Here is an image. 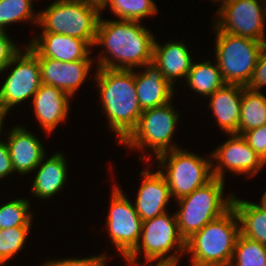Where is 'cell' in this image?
Listing matches in <instances>:
<instances>
[{
	"label": "cell",
	"mask_w": 266,
	"mask_h": 266,
	"mask_svg": "<svg viewBox=\"0 0 266 266\" xmlns=\"http://www.w3.org/2000/svg\"><path fill=\"white\" fill-rule=\"evenodd\" d=\"M232 207L240 222V234L266 245V210L258 203L233 196Z\"/></svg>",
	"instance_id": "23"
},
{
	"label": "cell",
	"mask_w": 266,
	"mask_h": 266,
	"mask_svg": "<svg viewBox=\"0 0 266 266\" xmlns=\"http://www.w3.org/2000/svg\"><path fill=\"white\" fill-rule=\"evenodd\" d=\"M260 200L261 201L259 205L266 210V191L264 192Z\"/></svg>",
	"instance_id": "39"
},
{
	"label": "cell",
	"mask_w": 266,
	"mask_h": 266,
	"mask_svg": "<svg viewBox=\"0 0 266 266\" xmlns=\"http://www.w3.org/2000/svg\"><path fill=\"white\" fill-rule=\"evenodd\" d=\"M71 97L52 85L41 84L31 102L35 118L46 135H50L57 126L68 118Z\"/></svg>",
	"instance_id": "18"
},
{
	"label": "cell",
	"mask_w": 266,
	"mask_h": 266,
	"mask_svg": "<svg viewBox=\"0 0 266 266\" xmlns=\"http://www.w3.org/2000/svg\"><path fill=\"white\" fill-rule=\"evenodd\" d=\"M266 86V42L263 44L258 56L256 66L253 71L252 78L248 85V89L260 91Z\"/></svg>",
	"instance_id": "33"
},
{
	"label": "cell",
	"mask_w": 266,
	"mask_h": 266,
	"mask_svg": "<svg viewBox=\"0 0 266 266\" xmlns=\"http://www.w3.org/2000/svg\"><path fill=\"white\" fill-rule=\"evenodd\" d=\"M31 226H16L0 229V266L7 265L8 261L24 248Z\"/></svg>",
	"instance_id": "30"
},
{
	"label": "cell",
	"mask_w": 266,
	"mask_h": 266,
	"mask_svg": "<svg viewBox=\"0 0 266 266\" xmlns=\"http://www.w3.org/2000/svg\"><path fill=\"white\" fill-rule=\"evenodd\" d=\"M239 234V218L231 207L186 240L190 266H229Z\"/></svg>",
	"instance_id": "3"
},
{
	"label": "cell",
	"mask_w": 266,
	"mask_h": 266,
	"mask_svg": "<svg viewBox=\"0 0 266 266\" xmlns=\"http://www.w3.org/2000/svg\"><path fill=\"white\" fill-rule=\"evenodd\" d=\"M108 254H98L83 258H64L62 260H47L41 266H105L108 260Z\"/></svg>",
	"instance_id": "31"
},
{
	"label": "cell",
	"mask_w": 266,
	"mask_h": 266,
	"mask_svg": "<svg viewBox=\"0 0 266 266\" xmlns=\"http://www.w3.org/2000/svg\"><path fill=\"white\" fill-rule=\"evenodd\" d=\"M211 2H215L214 4H216V2H219L220 0H210Z\"/></svg>",
	"instance_id": "40"
},
{
	"label": "cell",
	"mask_w": 266,
	"mask_h": 266,
	"mask_svg": "<svg viewBox=\"0 0 266 266\" xmlns=\"http://www.w3.org/2000/svg\"><path fill=\"white\" fill-rule=\"evenodd\" d=\"M94 81L99 91L101 111L108 118V130L121 144L137 127L142 109L134 81V70L96 68Z\"/></svg>",
	"instance_id": "2"
},
{
	"label": "cell",
	"mask_w": 266,
	"mask_h": 266,
	"mask_svg": "<svg viewBox=\"0 0 266 266\" xmlns=\"http://www.w3.org/2000/svg\"><path fill=\"white\" fill-rule=\"evenodd\" d=\"M154 41V35L140 21L105 20L101 14L93 47L104 48L97 56L96 68H142L153 61Z\"/></svg>",
	"instance_id": "1"
},
{
	"label": "cell",
	"mask_w": 266,
	"mask_h": 266,
	"mask_svg": "<svg viewBox=\"0 0 266 266\" xmlns=\"http://www.w3.org/2000/svg\"><path fill=\"white\" fill-rule=\"evenodd\" d=\"M43 84L52 85L66 92L71 98L89 78L94 60L63 62L38 57Z\"/></svg>",
	"instance_id": "14"
},
{
	"label": "cell",
	"mask_w": 266,
	"mask_h": 266,
	"mask_svg": "<svg viewBox=\"0 0 266 266\" xmlns=\"http://www.w3.org/2000/svg\"><path fill=\"white\" fill-rule=\"evenodd\" d=\"M6 115H8V114L0 111V136H1L2 132H4L3 126H4V121H5ZM1 139L2 138H0V142L3 141Z\"/></svg>",
	"instance_id": "38"
},
{
	"label": "cell",
	"mask_w": 266,
	"mask_h": 266,
	"mask_svg": "<svg viewBox=\"0 0 266 266\" xmlns=\"http://www.w3.org/2000/svg\"><path fill=\"white\" fill-rule=\"evenodd\" d=\"M35 0H1L0 2V30L6 31L9 24L17 22H32L38 24V12L33 2Z\"/></svg>",
	"instance_id": "26"
},
{
	"label": "cell",
	"mask_w": 266,
	"mask_h": 266,
	"mask_svg": "<svg viewBox=\"0 0 266 266\" xmlns=\"http://www.w3.org/2000/svg\"><path fill=\"white\" fill-rule=\"evenodd\" d=\"M215 60L226 84L247 86L265 42L239 37L215 26Z\"/></svg>",
	"instance_id": "9"
},
{
	"label": "cell",
	"mask_w": 266,
	"mask_h": 266,
	"mask_svg": "<svg viewBox=\"0 0 266 266\" xmlns=\"http://www.w3.org/2000/svg\"><path fill=\"white\" fill-rule=\"evenodd\" d=\"M179 120L180 115L172 101L160 107L144 110L137 127L120 145L127 146L131 150L141 151L142 156H139L138 161L146 158L147 161L144 160L148 165L152 160L151 156L157 158L165 152L180 147L172 142ZM147 148L149 152H153V155L143 156L142 152L146 153Z\"/></svg>",
	"instance_id": "5"
},
{
	"label": "cell",
	"mask_w": 266,
	"mask_h": 266,
	"mask_svg": "<svg viewBox=\"0 0 266 266\" xmlns=\"http://www.w3.org/2000/svg\"><path fill=\"white\" fill-rule=\"evenodd\" d=\"M65 157L62 152H57L49 158L44 156L41 159L39 165L34 169V171H38H36V176L33 178L34 182H32V196L39 198V200H48L62 190L68 176V164Z\"/></svg>",
	"instance_id": "21"
},
{
	"label": "cell",
	"mask_w": 266,
	"mask_h": 266,
	"mask_svg": "<svg viewBox=\"0 0 266 266\" xmlns=\"http://www.w3.org/2000/svg\"><path fill=\"white\" fill-rule=\"evenodd\" d=\"M11 66L14 68L0 87V111L7 114L15 105L33 98L42 84L38 56L27 45L13 57L4 73Z\"/></svg>",
	"instance_id": "10"
},
{
	"label": "cell",
	"mask_w": 266,
	"mask_h": 266,
	"mask_svg": "<svg viewBox=\"0 0 266 266\" xmlns=\"http://www.w3.org/2000/svg\"><path fill=\"white\" fill-rule=\"evenodd\" d=\"M193 61L187 45L182 41H168L161 45L155 39L153 62L173 86L176 80L186 79Z\"/></svg>",
	"instance_id": "22"
},
{
	"label": "cell",
	"mask_w": 266,
	"mask_h": 266,
	"mask_svg": "<svg viewBox=\"0 0 266 266\" xmlns=\"http://www.w3.org/2000/svg\"><path fill=\"white\" fill-rule=\"evenodd\" d=\"M242 137L266 164V124L244 132Z\"/></svg>",
	"instance_id": "32"
},
{
	"label": "cell",
	"mask_w": 266,
	"mask_h": 266,
	"mask_svg": "<svg viewBox=\"0 0 266 266\" xmlns=\"http://www.w3.org/2000/svg\"><path fill=\"white\" fill-rule=\"evenodd\" d=\"M208 108L224 134H238L242 85L225 84L209 97Z\"/></svg>",
	"instance_id": "20"
},
{
	"label": "cell",
	"mask_w": 266,
	"mask_h": 266,
	"mask_svg": "<svg viewBox=\"0 0 266 266\" xmlns=\"http://www.w3.org/2000/svg\"><path fill=\"white\" fill-rule=\"evenodd\" d=\"M31 203L27 198H16L0 206V229L32 226Z\"/></svg>",
	"instance_id": "29"
},
{
	"label": "cell",
	"mask_w": 266,
	"mask_h": 266,
	"mask_svg": "<svg viewBox=\"0 0 266 266\" xmlns=\"http://www.w3.org/2000/svg\"><path fill=\"white\" fill-rule=\"evenodd\" d=\"M81 1L85 2L87 5L97 8L101 13L109 2V0H81Z\"/></svg>",
	"instance_id": "37"
},
{
	"label": "cell",
	"mask_w": 266,
	"mask_h": 266,
	"mask_svg": "<svg viewBox=\"0 0 266 266\" xmlns=\"http://www.w3.org/2000/svg\"><path fill=\"white\" fill-rule=\"evenodd\" d=\"M150 170L149 164V169L145 168L140 172L143 178L133 203L143 222L165 213L172 198L164 175L159 170Z\"/></svg>",
	"instance_id": "16"
},
{
	"label": "cell",
	"mask_w": 266,
	"mask_h": 266,
	"mask_svg": "<svg viewBox=\"0 0 266 266\" xmlns=\"http://www.w3.org/2000/svg\"><path fill=\"white\" fill-rule=\"evenodd\" d=\"M108 6V7H107ZM118 17L117 20L140 21L158 13V8L153 0H109L105 8Z\"/></svg>",
	"instance_id": "28"
},
{
	"label": "cell",
	"mask_w": 266,
	"mask_h": 266,
	"mask_svg": "<svg viewBox=\"0 0 266 266\" xmlns=\"http://www.w3.org/2000/svg\"><path fill=\"white\" fill-rule=\"evenodd\" d=\"M143 73L134 69V81L139 105L142 111L168 104L176 95L174 86L165 79L159 67L153 62L142 66Z\"/></svg>",
	"instance_id": "19"
},
{
	"label": "cell",
	"mask_w": 266,
	"mask_h": 266,
	"mask_svg": "<svg viewBox=\"0 0 266 266\" xmlns=\"http://www.w3.org/2000/svg\"><path fill=\"white\" fill-rule=\"evenodd\" d=\"M15 173L9 154L8 146L4 141L0 142V180Z\"/></svg>",
	"instance_id": "35"
},
{
	"label": "cell",
	"mask_w": 266,
	"mask_h": 266,
	"mask_svg": "<svg viewBox=\"0 0 266 266\" xmlns=\"http://www.w3.org/2000/svg\"><path fill=\"white\" fill-rule=\"evenodd\" d=\"M212 63L210 59L203 62H193L186 79H184L186 86L188 85L192 92L194 91V93L196 92L207 99L226 84L217 62Z\"/></svg>",
	"instance_id": "24"
},
{
	"label": "cell",
	"mask_w": 266,
	"mask_h": 266,
	"mask_svg": "<svg viewBox=\"0 0 266 266\" xmlns=\"http://www.w3.org/2000/svg\"><path fill=\"white\" fill-rule=\"evenodd\" d=\"M229 266H266V245L239 234Z\"/></svg>",
	"instance_id": "27"
},
{
	"label": "cell",
	"mask_w": 266,
	"mask_h": 266,
	"mask_svg": "<svg viewBox=\"0 0 266 266\" xmlns=\"http://www.w3.org/2000/svg\"><path fill=\"white\" fill-rule=\"evenodd\" d=\"M117 183H113L106 230L110 242L123 258L137 245L143 221L136 212L134 204L127 198Z\"/></svg>",
	"instance_id": "12"
},
{
	"label": "cell",
	"mask_w": 266,
	"mask_h": 266,
	"mask_svg": "<svg viewBox=\"0 0 266 266\" xmlns=\"http://www.w3.org/2000/svg\"><path fill=\"white\" fill-rule=\"evenodd\" d=\"M266 124V95L242 86L238 134Z\"/></svg>",
	"instance_id": "25"
},
{
	"label": "cell",
	"mask_w": 266,
	"mask_h": 266,
	"mask_svg": "<svg viewBox=\"0 0 266 266\" xmlns=\"http://www.w3.org/2000/svg\"><path fill=\"white\" fill-rule=\"evenodd\" d=\"M15 44L6 31L0 30V74L13 59V57L22 49Z\"/></svg>",
	"instance_id": "34"
},
{
	"label": "cell",
	"mask_w": 266,
	"mask_h": 266,
	"mask_svg": "<svg viewBox=\"0 0 266 266\" xmlns=\"http://www.w3.org/2000/svg\"><path fill=\"white\" fill-rule=\"evenodd\" d=\"M260 1L220 0L215 13L218 18L215 17L212 22L220 31L266 42V0Z\"/></svg>",
	"instance_id": "11"
},
{
	"label": "cell",
	"mask_w": 266,
	"mask_h": 266,
	"mask_svg": "<svg viewBox=\"0 0 266 266\" xmlns=\"http://www.w3.org/2000/svg\"><path fill=\"white\" fill-rule=\"evenodd\" d=\"M6 135L5 142L15 174L16 172L20 176L30 174L39 165L41 159L47 156L41 140L25 126L16 125L7 131Z\"/></svg>",
	"instance_id": "17"
},
{
	"label": "cell",
	"mask_w": 266,
	"mask_h": 266,
	"mask_svg": "<svg viewBox=\"0 0 266 266\" xmlns=\"http://www.w3.org/2000/svg\"><path fill=\"white\" fill-rule=\"evenodd\" d=\"M26 45L38 57H47L63 62L94 60L90 57L93 49L85 40L68 35L39 33Z\"/></svg>",
	"instance_id": "15"
},
{
	"label": "cell",
	"mask_w": 266,
	"mask_h": 266,
	"mask_svg": "<svg viewBox=\"0 0 266 266\" xmlns=\"http://www.w3.org/2000/svg\"><path fill=\"white\" fill-rule=\"evenodd\" d=\"M228 137L224 143L213 150V153L209 154L212 159L213 176L225 181V171H230L233 175H246V177L258 174L266 165L262 159L247 144L242 135L228 134Z\"/></svg>",
	"instance_id": "13"
},
{
	"label": "cell",
	"mask_w": 266,
	"mask_h": 266,
	"mask_svg": "<svg viewBox=\"0 0 266 266\" xmlns=\"http://www.w3.org/2000/svg\"><path fill=\"white\" fill-rule=\"evenodd\" d=\"M185 150L179 147L156 158L157 169L164 175L175 200L191 194L214 178L212 159Z\"/></svg>",
	"instance_id": "8"
},
{
	"label": "cell",
	"mask_w": 266,
	"mask_h": 266,
	"mask_svg": "<svg viewBox=\"0 0 266 266\" xmlns=\"http://www.w3.org/2000/svg\"><path fill=\"white\" fill-rule=\"evenodd\" d=\"M169 214L166 211L143 222L139 241L124 258L126 262H139L140 255L145 261L180 260L185 255L186 241L180 235L176 213Z\"/></svg>",
	"instance_id": "7"
},
{
	"label": "cell",
	"mask_w": 266,
	"mask_h": 266,
	"mask_svg": "<svg viewBox=\"0 0 266 266\" xmlns=\"http://www.w3.org/2000/svg\"><path fill=\"white\" fill-rule=\"evenodd\" d=\"M40 33H57L85 40L93 47L101 12L81 0H55L38 12Z\"/></svg>",
	"instance_id": "6"
},
{
	"label": "cell",
	"mask_w": 266,
	"mask_h": 266,
	"mask_svg": "<svg viewBox=\"0 0 266 266\" xmlns=\"http://www.w3.org/2000/svg\"><path fill=\"white\" fill-rule=\"evenodd\" d=\"M224 187L225 181L214 177L191 194L177 199L179 210L175 213L180 235L185 241L232 207L234 193L225 198Z\"/></svg>",
	"instance_id": "4"
},
{
	"label": "cell",
	"mask_w": 266,
	"mask_h": 266,
	"mask_svg": "<svg viewBox=\"0 0 266 266\" xmlns=\"http://www.w3.org/2000/svg\"><path fill=\"white\" fill-rule=\"evenodd\" d=\"M145 263L140 264V262H127V266H145L149 262L150 265L148 266H179L180 260H159V261H144ZM155 262V263H153Z\"/></svg>",
	"instance_id": "36"
}]
</instances>
